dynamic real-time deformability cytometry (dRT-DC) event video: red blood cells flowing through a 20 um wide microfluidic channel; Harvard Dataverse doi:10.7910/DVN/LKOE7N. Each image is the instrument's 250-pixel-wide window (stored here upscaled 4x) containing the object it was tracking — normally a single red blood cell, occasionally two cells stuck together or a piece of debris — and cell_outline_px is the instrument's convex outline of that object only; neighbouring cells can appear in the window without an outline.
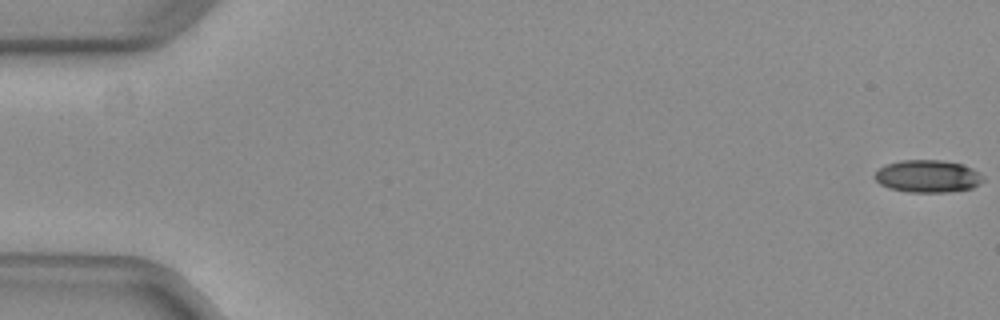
{"species": "common noctule bat (a hibernating species)", "species_latin": "Nyctalus noctula", "temperature_condition": "warm", "stored_images_in_passage": 5, "camera_frame_rate_fps": 3000, "um_per_image_px": 0.085, "animal": {"sex": "female", "body_mass_g": 29.2, "forearm_length_mm": 56.3}, "frame": {"image": 1, "passage_image": 1, "time_ms": 0.0, "image_size_px": [1000, 320], "cell_outline_px": [[984, 180], [980, 184], [972, 188], [948, 192], [908, 192], [888, 188], [880, 184], [872, 176], [880, 168], [888, 164], [900, 160], [940, 160], [964, 164], [980, 172]], "centroid_in_image_um": [78.87, 14.98], "position_along_channel_um": 6.1, "area_um2": 20.63}}